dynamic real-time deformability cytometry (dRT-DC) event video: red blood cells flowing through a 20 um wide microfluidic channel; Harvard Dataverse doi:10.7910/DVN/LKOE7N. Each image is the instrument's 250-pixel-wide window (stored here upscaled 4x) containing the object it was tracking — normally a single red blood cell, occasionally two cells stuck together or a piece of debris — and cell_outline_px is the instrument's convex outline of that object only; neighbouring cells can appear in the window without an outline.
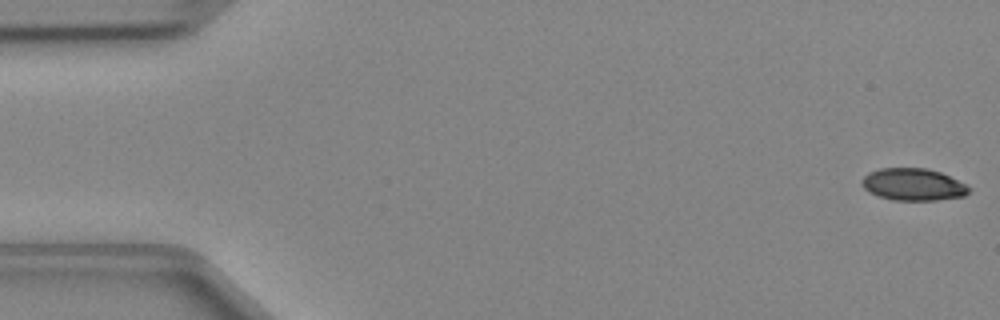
{"species": "Egyptian fruit bat (a non-hibernating species)", "species_latin": "Rousettus aegyptiacus", "temperature_condition": "cold", "stored_images_in_passage": 47, "camera_frame_rate_fps": 3000, "um_per_image_px": 0.085, "animal": {"sex": "female"}, "frame": {"image": 1, "passage_image": 1, "time_ms": 0.0, "image_size_px": [1000, 320], "cell_outline_px": [[972, 188], [964, 196], [936, 200], [892, 200], [868, 192], [860, 184], [860, 180], [868, 172], [880, 168], [928, 168], [940, 172], [968, 184]], "centroid_in_image_um": [77.62, 15.67], "position_along_channel_um": 7.4, "area_um2": 20.29}}
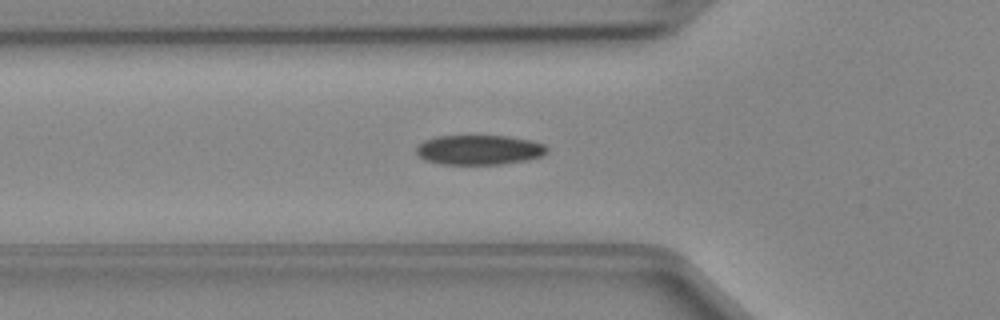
{"frame": {"image": 2, "passage_image": 16, "time_ms": 5.0, "image_size_px": [1000, 320], "cell_outline_px": [[548, 152], [544, 156], [528, 160], [500, 164], [440, 164], [424, 160], [416, 152], [416, 148], [424, 140], [436, 136], [508, 136], [532, 140], [544, 144], [548, 148]], "centroid_in_image_um": [40.77, 12.74], "position_along_channel_um": 85.0, "area_um2": 22.83}}
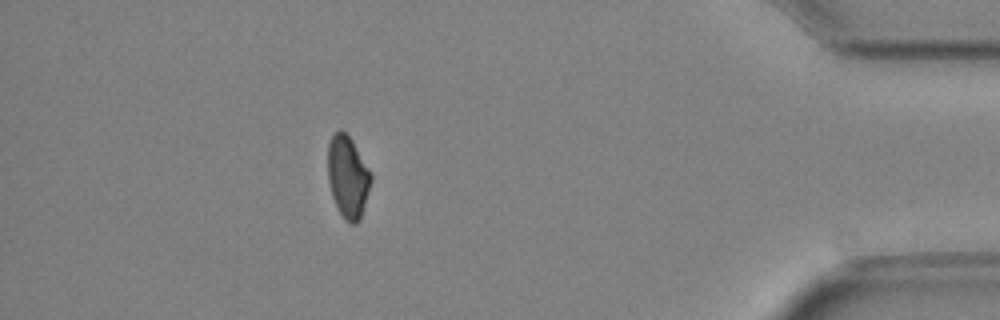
{"frame": {"image": 3, "passage_image": 42, "time_ms": 13.667, "image_size_px": [1000, 320], "cell_outline_px": [[372, 180], [360, 216], [356, 224], [352, 224], [344, 220], [332, 196], [328, 180], [328, 144], [332, 136], [340, 128], [352, 140], [372, 172]], "centroid_in_image_um": [29.56, 15.0], "position_along_channel_um": 405.6, "area_um2": 20.46}}